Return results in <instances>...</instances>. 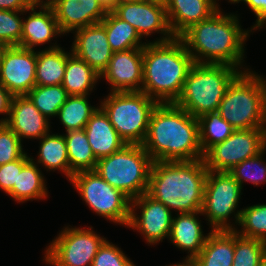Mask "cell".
Segmentation results:
<instances>
[{"label":"cell","mask_w":266,"mask_h":266,"mask_svg":"<svg viewBox=\"0 0 266 266\" xmlns=\"http://www.w3.org/2000/svg\"><path fill=\"white\" fill-rule=\"evenodd\" d=\"M153 161L203 159L198 119L175 103H158L142 143Z\"/></svg>","instance_id":"6da1fadb"},{"label":"cell","mask_w":266,"mask_h":266,"mask_svg":"<svg viewBox=\"0 0 266 266\" xmlns=\"http://www.w3.org/2000/svg\"><path fill=\"white\" fill-rule=\"evenodd\" d=\"M236 14L218 9L209 18L192 25L180 38L195 63L227 64L241 72L244 44L250 30H243Z\"/></svg>","instance_id":"7a4b0ae2"},{"label":"cell","mask_w":266,"mask_h":266,"mask_svg":"<svg viewBox=\"0 0 266 266\" xmlns=\"http://www.w3.org/2000/svg\"><path fill=\"white\" fill-rule=\"evenodd\" d=\"M207 174L203 159L153 161L147 194L170 211H201Z\"/></svg>","instance_id":"3957f363"},{"label":"cell","mask_w":266,"mask_h":266,"mask_svg":"<svg viewBox=\"0 0 266 266\" xmlns=\"http://www.w3.org/2000/svg\"><path fill=\"white\" fill-rule=\"evenodd\" d=\"M194 60L180 37L143 47L142 90L158 103H175Z\"/></svg>","instance_id":"277c9868"},{"label":"cell","mask_w":266,"mask_h":266,"mask_svg":"<svg viewBox=\"0 0 266 266\" xmlns=\"http://www.w3.org/2000/svg\"><path fill=\"white\" fill-rule=\"evenodd\" d=\"M240 73L227 64L194 63L175 104L195 118L216 112L227 87Z\"/></svg>","instance_id":"5b68a950"},{"label":"cell","mask_w":266,"mask_h":266,"mask_svg":"<svg viewBox=\"0 0 266 266\" xmlns=\"http://www.w3.org/2000/svg\"><path fill=\"white\" fill-rule=\"evenodd\" d=\"M153 160L142 145L126 144L97 160L95 171L131 200L147 193Z\"/></svg>","instance_id":"8992f818"},{"label":"cell","mask_w":266,"mask_h":266,"mask_svg":"<svg viewBox=\"0 0 266 266\" xmlns=\"http://www.w3.org/2000/svg\"><path fill=\"white\" fill-rule=\"evenodd\" d=\"M100 107L126 144L142 145L158 102L141 91L109 92Z\"/></svg>","instance_id":"52a82bcc"},{"label":"cell","mask_w":266,"mask_h":266,"mask_svg":"<svg viewBox=\"0 0 266 266\" xmlns=\"http://www.w3.org/2000/svg\"><path fill=\"white\" fill-rule=\"evenodd\" d=\"M217 112L235 130L263 128L260 83L250 70L241 72L227 87Z\"/></svg>","instance_id":"ba28073f"},{"label":"cell","mask_w":266,"mask_h":266,"mask_svg":"<svg viewBox=\"0 0 266 266\" xmlns=\"http://www.w3.org/2000/svg\"><path fill=\"white\" fill-rule=\"evenodd\" d=\"M242 188L229 172L208 170L201 215L206 216L212 231L236 230L228 218L234 213L235 224L239 223L241 210H235Z\"/></svg>","instance_id":"9c48e42d"},{"label":"cell","mask_w":266,"mask_h":266,"mask_svg":"<svg viewBox=\"0 0 266 266\" xmlns=\"http://www.w3.org/2000/svg\"><path fill=\"white\" fill-rule=\"evenodd\" d=\"M70 183L83 201L99 216L113 223L128 225L131 199L112 187L95 170L75 173Z\"/></svg>","instance_id":"30bf717a"},{"label":"cell","mask_w":266,"mask_h":266,"mask_svg":"<svg viewBox=\"0 0 266 266\" xmlns=\"http://www.w3.org/2000/svg\"><path fill=\"white\" fill-rule=\"evenodd\" d=\"M46 248L44 261L52 266H92L101 245L107 240L89 228L64 227Z\"/></svg>","instance_id":"8fae6325"},{"label":"cell","mask_w":266,"mask_h":266,"mask_svg":"<svg viewBox=\"0 0 266 266\" xmlns=\"http://www.w3.org/2000/svg\"><path fill=\"white\" fill-rule=\"evenodd\" d=\"M266 147L264 128L235 130L222 143L212 146L203 157L210 171H229L235 165L259 154Z\"/></svg>","instance_id":"7c38bea8"},{"label":"cell","mask_w":266,"mask_h":266,"mask_svg":"<svg viewBox=\"0 0 266 266\" xmlns=\"http://www.w3.org/2000/svg\"><path fill=\"white\" fill-rule=\"evenodd\" d=\"M112 11L130 23L142 39L154 32L163 36L153 42H165L175 37L169 27L164 3L147 0L122 2L116 4Z\"/></svg>","instance_id":"4fadbf2b"},{"label":"cell","mask_w":266,"mask_h":266,"mask_svg":"<svg viewBox=\"0 0 266 266\" xmlns=\"http://www.w3.org/2000/svg\"><path fill=\"white\" fill-rule=\"evenodd\" d=\"M140 209V215L135 213ZM172 211L147 193L131 200L128 228L141 233L146 242L155 245L169 238L173 219Z\"/></svg>","instance_id":"5bb4252c"},{"label":"cell","mask_w":266,"mask_h":266,"mask_svg":"<svg viewBox=\"0 0 266 266\" xmlns=\"http://www.w3.org/2000/svg\"><path fill=\"white\" fill-rule=\"evenodd\" d=\"M37 51L9 46L0 61V83L13 95L23 96L36 86Z\"/></svg>","instance_id":"9a60e30c"},{"label":"cell","mask_w":266,"mask_h":266,"mask_svg":"<svg viewBox=\"0 0 266 266\" xmlns=\"http://www.w3.org/2000/svg\"><path fill=\"white\" fill-rule=\"evenodd\" d=\"M100 78H105L109 85L111 84V92L141 91L143 48L114 52L107 69L101 74Z\"/></svg>","instance_id":"2e32d148"},{"label":"cell","mask_w":266,"mask_h":266,"mask_svg":"<svg viewBox=\"0 0 266 266\" xmlns=\"http://www.w3.org/2000/svg\"><path fill=\"white\" fill-rule=\"evenodd\" d=\"M74 31L75 39L70 50L101 76L114 53L107 40L105 27L97 23Z\"/></svg>","instance_id":"e0dca14e"},{"label":"cell","mask_w":266,"mask_h":266,"mask_svg":"<svg viewBox=\"0 0 266 266\" xmlns=\"http://www.w3.org/2000/svg\"><path fill=\"white\" fill-rule=\"evenodd\" d=\"M48 4L63 34L100 23L108 12L99 0H50Z\"/></svg>","instance_id":"ac0fdd59"},{"label":"cell","mask_w":266,"mask_h":266,"mask_svg":"<svg viewBox=\"0 0 266 266\" xmlns=\"http://www.w3.org/2000/svg\"><path fill=\"white\" fill-rule=\"evenodd\" d=\"M47 119L26 96H13L8 117L0 119L22 141V138L41 139L50 132Z\"/></svg>","instance_id":"d6986e66"},{"label":"cell","mask_w":266,"mask_h":266,"mask_svg":"<svg viewBox=\"0 0 266 266\" xmlns=\"http://www.w3.org/2000/svg\"><path fill=\"white\" fill-rule=\"evenodd\" d=\"M40 8L38 12L36 8ZM27 18H23L20 46L33 50L37 45L49 43L55 35L63 34L54 11L48 3H33Z\"/></svg>","instance_id":"ffe728a7"},{"label":"cell","mask_w":266,"mask_h":266,"mask_svg":"<svg viewBox=\"0 0 266 266\" xmlns=\"http://www.w3.org/2000/svg\"><path fill=\"white\" fill-rule=\"evenodd\" d=\"M164 4L175 37H180L192 25L209 18L220 8L216 0H166Z\"/></svg>","instance_id":"44dd1931"},{"label":"cell","mask_w":266,"mask_h":266,"mask_svg":"<svg viewBox=\"0 0 266 266\" xmlns=\"http://www.w3.org/2000/svg\"><path fill=\"white\" fill-rule=\"evenodd\" d=\"M84 130L97 160L115 153L126 145L100 106L91 115Z\"/></svg>","instance_id":"7402d4cb"},{"label":"cell","mask_w":266,"mask_h":266,"mask_svg":"<svg viewBox=\"0 0 266 266\" xmlns=\"http://www.w3.org/2000/svg\"><path fill=\"white\" fill-rule=\"evenodd\" d=\"M173 217L169 240L180 250H187L186 258L194 259L202 250L207 237L203 234L201 222L198 219L201 211L189 213H177Z\"/></svg>","instance_id":"603a6c76"},{"label":"cell","mask_w":266,"mask_h":266,"mask_svg":"<svg viewBox=\"0 0 266 266\" xmlns=\"http://www.w3.org/2000/svg\"><path fill=\"white\" fill-rule=\"evenodd\" d=\"M234 251V230H210L202 250L193 260L195 266H232Z\"/></svg>","instance_id":"cb8c5ba5"},{"label":"cell","mask_w":266,"mask_h":266,"mask_svg":"<svg viewBox=\"0 0 266 266\" xmlns=\"http://www.w3.org/2000/svg\"><path fill=\"white\" fill-rule=\"evenodd\" d=\"M56 45L49 46L37 52L36 62V85L51 86L62 85L67 58L72 54Z\"/></svg>","instance_id":"d4e9b609"},{"label":"cell","mask_w":266,"mask_h":266,"mask_svg":"<svg viewBox=\"0 0 266 266\" xmlns=\"http://www.w3.org/2000/svg\"><path fill=\"white\" fill-rule=\"evenodd\" d=\"M8 195L19 203L48 196L44 176L32 157L18 173L17 185L13 186Z\"/></svg>","instance_id":"484cf974"},{"label":"cell","mask_w":266,"mask_h":266,"mask_svg":"<svg viewBox=\"0 0 266 266\" xmlns=\"http://www.w3.org/2000/svg\"><path fill=\"white\" fill-rule=\"evenodd\" d=\"M99 79L100 75L73 53L67 58L62 86L69 95H90Z\"/></svg>","instance_id":"4316f807"},{"label":"cell","mask_w":266,"mask_h":266,"mask_svg":"<svg viewBox=\"0 0 266 266\" xmlns=\"http://www.w3.org/2000/svg\"><path fill=\"white\" fill-rule=\"evenodd\" d=\"M100 23L105 27L107 40L113 52L143 48L147 44L142 43V38L130 23L120 19L113 11H108Z\"/></svg>","instance_id":"83f0119b"},{"label":"cell","mask_w":266,"mask_h":266,"mask_svg":"<svg viewBox=\"0 0 266 266\" xmlns=\"http://www.w3.org/2000/svg\"><path fill=\"white\" fill-rule=\"evenodd\" d=\"M68 151L70 180L75 173L95 170L97 159L84 129L70 130L64 135Z\"/></svg>","instance_id":"f1b7e54d"},{"label":"cell","mask_w":266,"mask_h":266,"mask_svg":"<svg viewBox=\"0 0 266 266\" xmlns=\"http://www.w3.org/2000/svg\"><path fill=\"white\" fill-rule=\"evenodd\" d=\"M40 149L36 164H40L50 171L60 170L70 181V167L68 151L64 134L48 133L40 139Z\"/></svg>","instance_id":"f546056e"},{"label":"cell","mask_w":266,"mask_h":266,"mask_svg":"<svg viewBox=\"0 0 266 266\" xmlns=\"http://www.w3.org/2000/svg\"><path fill=\"white\" fill-rule=\"evenodd\" d=\"M88 95H69L58 111L60 123L66 132L84 129L91 115L98 107L91 106Z\"/></svg>","instance_id":"4dcf8cb0"},{"label":"cell","mask_w":266,"mask_h":266,"mask_svg":"<svg viewBox=\"0 0 266 266\" xmlns=\"http://www.w3.org/2000/svg\"><path fill=\"white\" fill-rule=\"evenodd\" d=\"M197 119L200 146L203 154L212 146L222 143L235 131V128L223 119L217 111L207 113Z\"/></svg>","instance_id":"1f68e13d"},{"label":"cell","mask_w":266,"mask_h":266,"mask_svg":"<svg viewBox=\"0 0 266 266\" xmlns=\"http://www.w3.org/2000/svg\"><path fill=\"white\" fill-rule=\"evenodd\" d=\"M26 96L49 119L57 116L60 107L66 102L69 94L62 85H36Z\"/></svg>","instance_id":"d6a6232c"},{"label":"cell","mask_w":266,"mask_h":266,"mask_svg":"<svg viewBox=\"0 0 266 266\" xmlns=\"http://www.w3.org/2000/svg\"><path fill=\"white\" fill-rule=\"evenodd\" d=\"M238 225L242 227L240 230H234L238 235L266 242V204L241 209Z\"/></svg>","instance_id":"836d02e7"},{"label":"cell","mask_w":266,"mask_h":266,"mask_svg":"<svg viewBox=\"0 0 266 266\" xmlns=\"http://www.w3.org/2000/svg\"><path fill=\"white\" fill-rule=\"evenodd\" d=\"M265 258V241L242 237L235 232V251L232 266H259Z\"/></svg>","instance_id":"e575fe53"},{"label":"cell","mask_w":266,"mask_h":266,"mask_svg":"<svg viewBox=\"0 0 266 266\" xmlns=\"http://www.w3.org/2000/svg\"><path fill=\"white\" fill-rule=\"evenodd\" d=\"M265 151L266 147L256 156L242 161L228 171L239 182L241 187L243 181L251 182L255 186L266 182V163L264 158L262 160Z\"/></svg>","instance_id":"d590c367"},{"label":"cell","mask_w":266,"mask_h":266,"mask_svg":"<svg viewBox=\"0 0 266 266\" xmlns=\"http://www.w3.org/2000/svg\"><path fill=\"white\" fill-rule=\"evenodd\" d=\"M30 8L25 11H10L0 9V40L4 41L8 46H20L22 35L23 19L19 17L21 14L27 13Z\"/></svg>","instance_id":"8d00e7d4"},{"label":"cell","mask_w":266,"mask_h":266,"mask_svg":"<svg viewBox=\"0 0 266 266\" xmlns=\"http://www.w3.org/2000/svg\"><path fill=\"white\" fill-rule=\"evenodd\" d=\"M22 142L6 124H0V165L13 162L26 153Z\"/></svg>","instance_id":"74e56055"},{"label":"cell","mask_w":266,"mask_h":266,"mask_svg":"<svg viewBox=\"0 0 266 266\" xmlns=\"http://www.w3.org/2000/svg\"><path fill=\"white\" fill-rule=\"evenodd\" d=\"M92 266H136L121 248L106 240L93 259Z\"/></svg>","instance_id":"f35d334b"},{"label":"cell","mask_w":266,"mask_h":266,"mask_svg":"<svg viewBox=\"0 0 266 266\" xmlns=\"http://www.w3.org/2000/svg\"><path fill=\"white\" fill-rule=\"evenodd\" d=\"M31 159L25 153L21 158L0 165V189L8 194L14 185H17L18 173H20L23 166Z\"/></svg>","instance_id":"ab89813d"},{"label":"cell","mask_w":266,"mask_h":266,"mask_svg":"<svg viewBox=\"0 0 266 266\" xmlns=\"http://www.w3.org/2000/svg\"><path fill=\"white\" fill-rule=\"evenodd\" d=\"M245 2L252 12L256 15V23L255 25L250 29V32L252 30H257L258 28L264 27L266 25V0H234L233 3H239V2Z\"/></svg>","instance_id":"60d3db41"},{"label":"cell","mask_w":266,"mask_h":266,"mask_svg":"<svg viewBox=\"0 0 266 266\" xmlns=\"http://www.w3.org/2000/svg\"><path fill=\"white\" fill-rule=\"evenodd\" d=\"M33 2L31 0H0L1 10L25 11L30 8Z\"/></svg>","instance_id":"b9f144b4"},{"label":"cell","mask_w":266,"mask_h":266,"mask_svg":"<svg viewBox=\"0 0 266 266\" xmlns=\"http://www.w3.org/2000/svg\"><path fill=\"white\" fill-rule=\"evenodd\" d=\"M13 95L0 83V114L9 115Z\"/></svg>","instance_id":"7bdbcfd3"},{"label":"cell","mask_w":266,"mask_h":266,"mask_svg":"<svg viewBox=\"0 0 266 266\" xmlns=\"http://www.w3.org/2000/svg\"><path fill=\"white\" fill-rule=\"evenodd\" d=\"M259 81L262 92V103H263V128L266 133V79L264 76L257 75L256 72L250 71Z\"/></svg>","instance_id":"ee69618b"},{"label":"cell","mask_w":266,"mask_h":266,"mask_svg":"<svg viewBox=\"0 0 266 266\" xmlns=\"http://www.w3.org/2000/svg\"><path fill=\"white\" fill-rule=\"evenodd\" d=\"M107 11H112L115 8V0H99Z\"/></svg>","instance_id":"f6af8a7d"},{"label":"cell","mask_w":266,"mask_h":266,"mask_svg":"<svg viewBox=\"0 0 266 266\" xmlns=\"http://www.w3.org/2000/svg\"><path fill=\"white\" fill-rule=\"evenodd\" d=\"M167 266V265H166ZM168 266H195V262L191 258H185L182 263H176Z\"/></svg>","instance_id":"bcb514c9"},{"label":"cell","mask_w":266,"mask_h":266,"mask_svg":"<svg viewBox=\"0 0 266 266\" xmlns=\"http://www.w3.org/2000/svg\"><path fill=\"white\" fill-rule=\"evenodd\" d=\"M8 47H9V46H8L4 41H1V40H0V61L2 60L3 55H4V52L6 51V49H7Z\"/></svg>","instance_id":"7dc6e473"},{"label":"cell","mask_w":266,"mask_h":266,"mask_svg":"<svg viewBox=\"0 0 266 266\" xmlns=\"http://www.w3.org/2000/svg\"><path fill=\"white\" fill-rule=\"evenodd\" d=\"M33 3H48L50 0H46V1H43V0H31Z\"/></svg>","instance_id":"c3c4849f"},{"label":"cell","mask_w":266,"mask_h":266,"mask_svg":"<svg viewBox=\"0 0 266 266\" xmlns=\"http://www.w3.org/2000/svg\"><path fill=\"white\" fill-rule=\"evenodd\" d=\"M129 1H137V0H115V6L118 3H122V2H129Z\"/></svg>","instance_id":"681fc988"},{"label":"cell","mask_w":266,"mask_h":266,"mask_svg":"<svg viewBox=\"0 0 266 266\" xmlns=\"http://www.w3.org/2000/svg\"><path fill=\"white\" fill-rule=\"evenodd\" d=\"M147 1H155V2H159V3H165L166 0H147Z\"/></svg>","instance_id":"f907efd6"},{"label":"cell","mask_w":266,"mask_h":266,"mask_svg":"<svg viewBox=\"0 0 266 266\" xmlns=\"http://www.w3.org/2000/svg\"><path fill=\"white\" fill-rule=\"evenodd\" d=\"M259 266H266V258L263 260V262Z\"/></svg>","instance_id":"816d5d0a"}]
</instances>
